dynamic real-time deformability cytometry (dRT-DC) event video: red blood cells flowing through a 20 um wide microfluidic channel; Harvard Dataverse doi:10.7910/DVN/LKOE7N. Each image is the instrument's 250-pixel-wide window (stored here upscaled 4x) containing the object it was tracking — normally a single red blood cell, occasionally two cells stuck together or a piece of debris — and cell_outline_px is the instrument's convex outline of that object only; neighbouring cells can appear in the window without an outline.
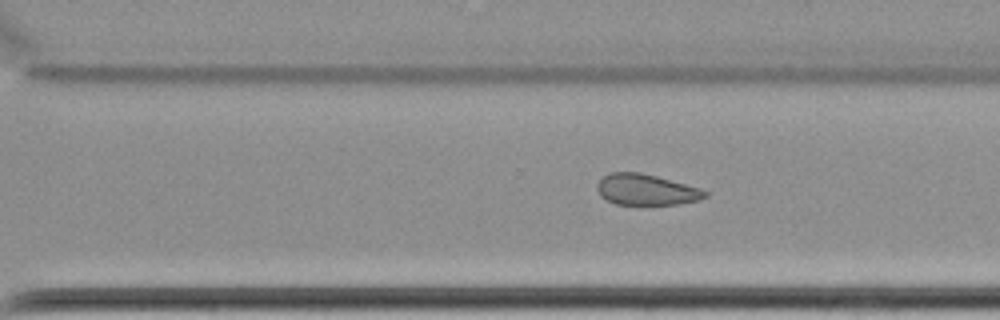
{"species": "common noctule bat (a hibernating species)", "species_latin": "Nyctalus noctula", "temperature_condition": "cold", "stored_images_in_passage": 8, "camera_frame_rate_fps": 3000, "um_per_image_px": 0.085, "animal": {"sex": "female", "body_mass_g": 22.7, "forearm_length_mm": 54.2}, "frame": {"image": 1, "passage_image": 8, "time_ms": 9.333, "image_size_px": [1000, 320], "cell_outline_px": [[708, 196], [700, 200], [676, 204], [616, 204], [600, 196], [596, 188], [596, 184], [608, 172], [640, 172], [656, 176], [700, 188], [708, 192]], "centroid_in_image_um": [54.92, 16.11], "position_along_channel_um": 315.7, "area_um2": 19.42}}